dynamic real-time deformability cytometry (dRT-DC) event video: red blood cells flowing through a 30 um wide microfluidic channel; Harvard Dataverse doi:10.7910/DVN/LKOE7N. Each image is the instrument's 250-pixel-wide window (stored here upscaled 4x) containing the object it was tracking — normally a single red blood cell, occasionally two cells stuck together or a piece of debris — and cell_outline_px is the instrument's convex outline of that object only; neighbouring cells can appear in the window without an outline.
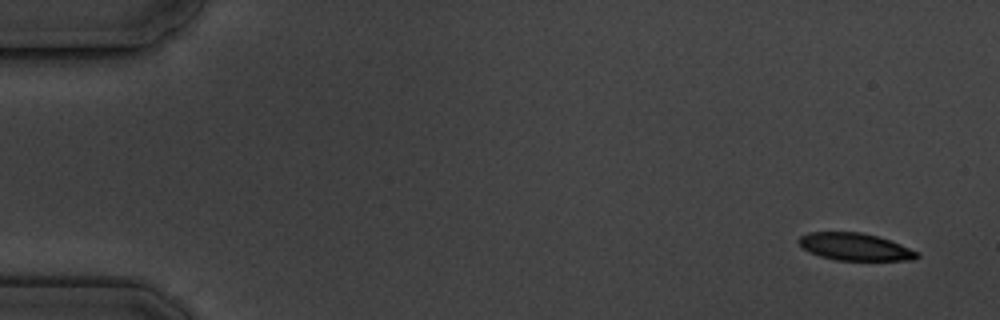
{"species": "common noctule bat (a hibernating species)", "species_latin": "Nyctalus noctula", "temperature_condition": "cold", "stored_images_in_passage": 15, "camera_frame_rate_fps": 3000, "um_per_image_px": 0.085, "animal": {"sex": "male", "body_mass_g": 19.5, "forearm_length_mm": 54.6}, "frame": {"image": 1, "passage_image": 1, "time_ms": 0.0, "image_size_px": [1000, 320], "cell_outline_px": [[920, 256], [916, 260], [836, 260], [820, 256], [804, 248], [796, 240], [800, 236], [808, 232], [860, 232], [876, 236], [900, 244], [920, 252]], "centroid_in_image_um": [72.7, 20.98], "position_along_channel_um": 12.3, "area_um2": 18.73}}
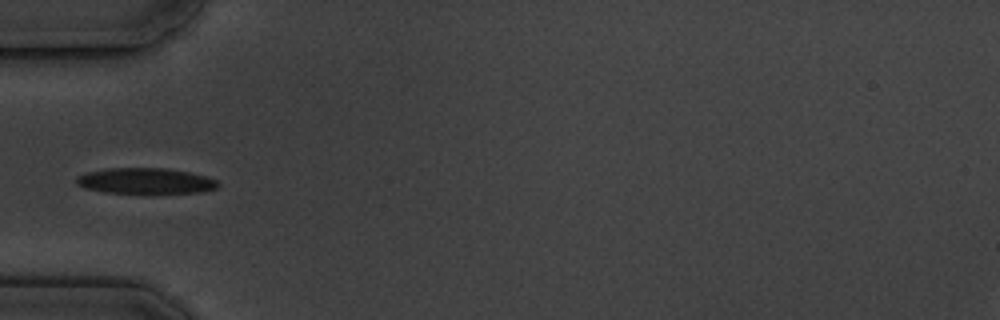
{"frame": {"image": 2, "passage_image": 5, "time_ms": 5.333, "image_size_px": [1000, 320], "cell_outline_px": [[220, 184], [216, 188], [200, 192], [104, 192], [84, 188], [76, 184], [76, 176], [88, 172], [108, 168], [168, 168], [188, 172], [204, 176], [216, 180]], "centroid_in_image_um": [12.33, 15.36], "position_along_channel_um": 72.7, "area_um2": 20.87}}
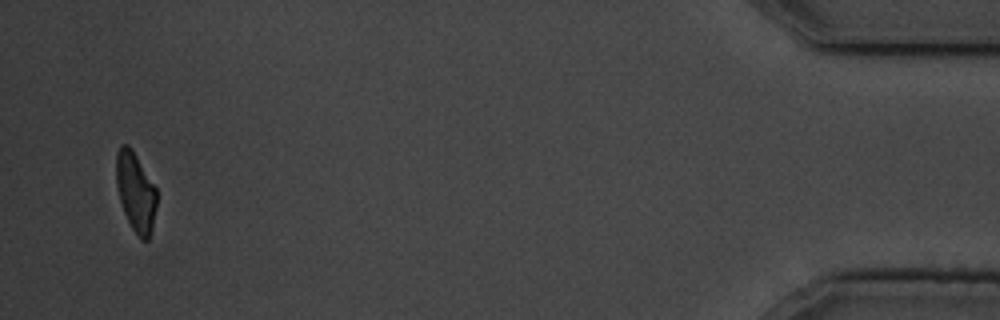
{"frame": {"image": 3, "passage_image": 15, "time_ms": 17.667, "image_size_px": [1000, 320], "cell_outline_px": [[156, 208], [152, 232], [148, 240], [140, 240], [132, 228], [124, 212], [120, 200], [116, 184], [116, 152], [120, 144], [128, 144], [132, 148], [156, 188]], "centroid_in_image_um": [11.53, 16.31], "position_along_channel_um": 423.7, "area_um2": 18.84}, "authors_computed_cell_mechanics": {"area_um2": 21.1548, "velocity_mm_per_s": 3.4864, "shape_relaxation_time_tau1_ms": 4.357, "shape_relaxation_time_tau2_ms": 2.2382, "deformation_change_tau1": 0.1204, "deformation_change_tau2": 0.0731}}